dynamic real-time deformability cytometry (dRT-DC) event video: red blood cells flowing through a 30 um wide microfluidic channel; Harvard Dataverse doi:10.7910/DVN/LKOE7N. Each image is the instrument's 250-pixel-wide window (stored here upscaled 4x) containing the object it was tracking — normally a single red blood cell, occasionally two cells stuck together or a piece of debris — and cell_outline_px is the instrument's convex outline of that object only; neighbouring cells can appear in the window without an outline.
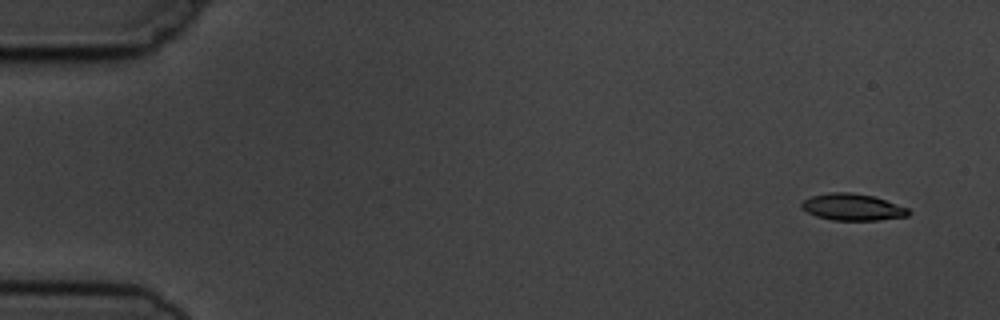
{"species": "common noctule bat (a hibernating species)", "species_latin": "Nyctalus noctula", "temperature_condition": "cold", "stored_images_in_passage": 5, "segment_of_instrument_passage": [1, 2], "camera_frame_rate_fps": 3000, "um_per_image_px": 0.085, "animal": {"sex": "male", "body_mass_g": 19.5, "forearm_length_mm": 54.6}, "frame": {"image": 1, "passage_image": 1, "time_ms": 0.0, "image_size_px": [1000, 320], "cell_outline_px": [[912, 212], [908, 216], [880, 220], [832, 220], [816, 216], [800, 208], [800, 204], [804, 200], [812, 196], [828, 192], [848, 192], [872, 196], [908, 208]], "centroid_in_image_um": [72.45, 17.61], "position_along_channel_um": 12.5, "area_um2": 16.59}}